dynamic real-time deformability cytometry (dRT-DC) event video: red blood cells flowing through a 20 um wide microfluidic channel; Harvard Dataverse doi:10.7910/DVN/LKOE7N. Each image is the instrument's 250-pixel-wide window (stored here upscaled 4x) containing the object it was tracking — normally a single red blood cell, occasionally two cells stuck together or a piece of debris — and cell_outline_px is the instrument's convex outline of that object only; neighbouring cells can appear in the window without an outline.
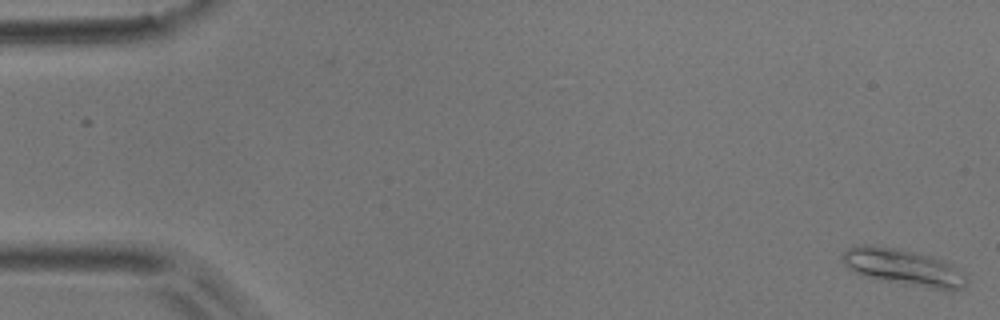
{"species": "common noctule bat (a hibernating species)", "species_latin": "Nyctalus noctula", "temperature_condition": "room temperature", "stored_images_in_passage": 11, "camera_frame_rate_fps": 3000, "um_per_image_px": 0.085, "animal": {"sex": "male", "body_mass_g": 17.9}, "frame": {"image": 1, "passage_image": 1, "time_ms": 0.0, "image_size_px": [1000, 320], "cell_outline_px": [[968, 280], [964, 288], [952, 292], [948, 292], [900, 284], [880, 280], [864, 276], [852, 272], [840, 260], [844, 252], [848, 248], [856, 244], [872, 244], [896, 248], [944, 260], [952, 264], [964, 272], [968, 276]], "centroid_in_image_um": [76.83, 22.75], "position_along_channel_um": 8.2, "area_um2": 27.28}}